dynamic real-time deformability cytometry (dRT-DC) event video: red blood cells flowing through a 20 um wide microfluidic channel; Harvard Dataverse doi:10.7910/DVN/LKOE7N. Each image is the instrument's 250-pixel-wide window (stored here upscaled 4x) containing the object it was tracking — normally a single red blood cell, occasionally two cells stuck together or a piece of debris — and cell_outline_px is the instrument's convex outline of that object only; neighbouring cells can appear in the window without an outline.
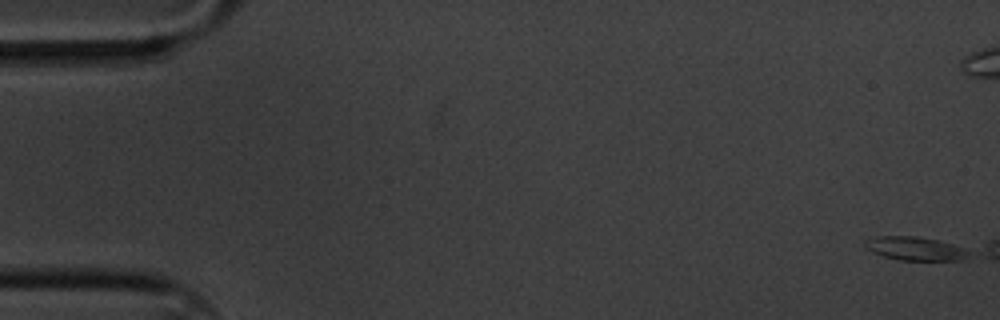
{"species": "common noctule bat (a hibernating species)", "species_latin": "Nyctalus noctula", "temperature_condition": "cold", "stored_images_in_passage": 1, "camera_frame_rate_fps": 3000, "um_per_image_px": 0.085, "animal": {"sex": "male", "body_mass_g": 20.1, "forearm_length_mm": 53.5}, "frame": {"image": 1, "passage_image": 1, "time_ms": 0.0, "image_size_px": [1000, 320], "cell_outline_px": [[972, 256], [964, 260], [900, 260], [884, 256], [872, 252], [864, 244], [864, 240], [876, 236], [920, 236], [952, 244], [964, 248], [972, 252]], "centroid_in_image_um": [77.84, 21.13], "position_along_channel_um": 7.2, "area_um2": 14.39}}